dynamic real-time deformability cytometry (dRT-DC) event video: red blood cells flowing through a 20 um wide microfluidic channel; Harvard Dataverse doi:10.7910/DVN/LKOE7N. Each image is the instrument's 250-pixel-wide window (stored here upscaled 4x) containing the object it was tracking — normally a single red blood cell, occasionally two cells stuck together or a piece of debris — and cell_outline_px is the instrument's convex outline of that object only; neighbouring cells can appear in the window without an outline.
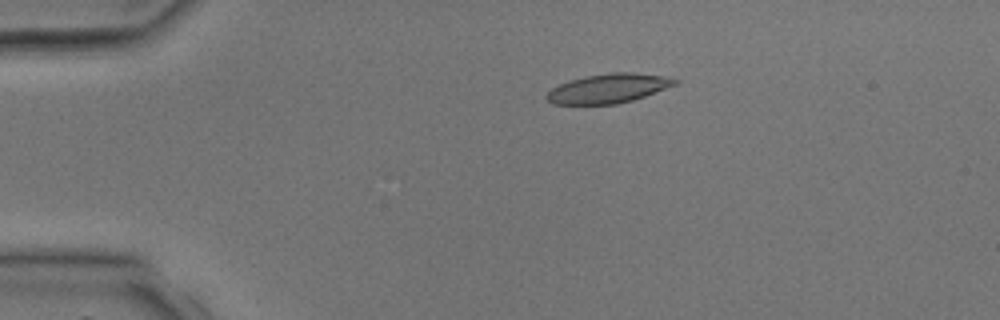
{"species": "common noctule bat (a hibernating species)", "species_latin": "Nyctalus noctula", "temperature_condition": "room temperature", "stored_images_in_passage": 4, "camera_frame_rate_fps": 3000, "um_per_image_px": 0.085, "animal": {"sex": "male", "body_mass_g": 17.9, "forearm_length_mm": 54.2}, "frame": {"image": 1, "passage_image": 3, "time_ms": 2.333, "image_size_px": [1000, 320], "cell_outline_px": [[680, 80], [676, 84], [644, 96], [632, 100], [616, 104], [552, 104], [544, 96], [552, 88], [560, 84], [584, 76], [612, 72], [632, 72], [660, 76]], "centroid_in_image_um": [51.67, 7.52], "position_along_channel_um": 33.3, "area_um2": 21.56}}